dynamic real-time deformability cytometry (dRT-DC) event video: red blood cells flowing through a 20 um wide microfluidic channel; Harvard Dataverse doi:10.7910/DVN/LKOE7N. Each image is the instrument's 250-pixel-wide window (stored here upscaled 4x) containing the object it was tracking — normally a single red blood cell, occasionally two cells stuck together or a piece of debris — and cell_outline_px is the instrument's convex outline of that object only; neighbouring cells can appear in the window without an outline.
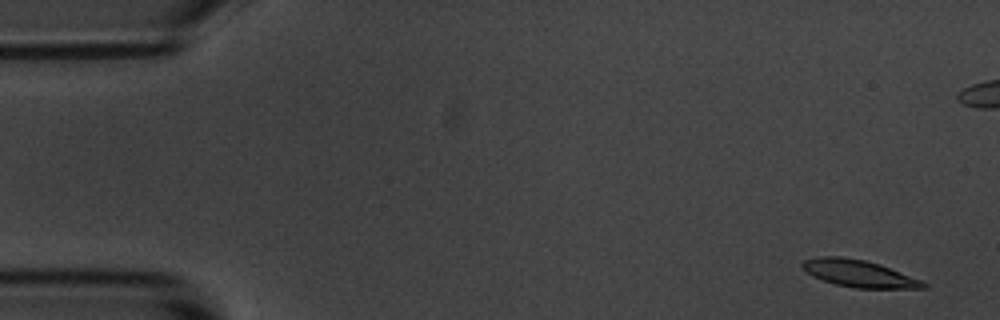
{"species": "common noctule bat (a hibernating species)", "species_latin": "Nyctalus noctula", "temperature_condition": "room temperature", "stored_images_in_passage": 16, "camera_frame_rate_fps": 3000, "um_per_image_px": 0.085, "animal": {"sex": "male", "body_mass_g": 20.1, "forearm_length_mm": 53.5}, "frame": {"image": 1, "passage_image": 1, "time_ms": 0.0, "image_size_px": [1000, 320], "cell_outline_px": [[928, 288], [856, 288], [836, 284], [812, 276], [800, 264], [804, 260], [820, 256], [840, 256], [864, 260], [880, 264], [920, 280], [928, 284]], "centroid_in_image_um": [73.0, 23.24], "position_along_channel_um": 12.0, "area_um2": 18.79}}
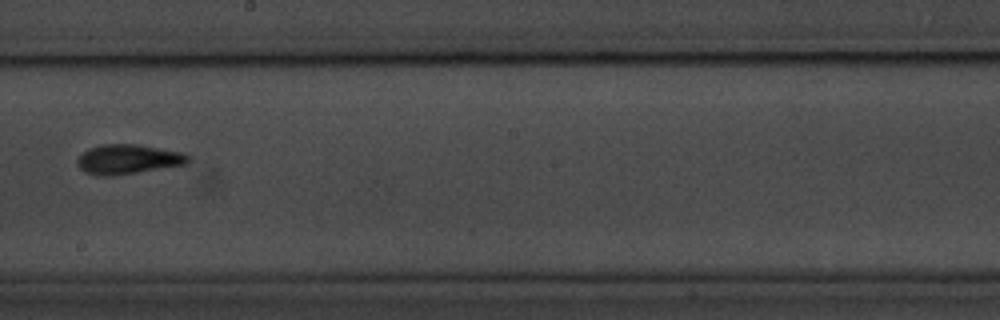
{"frame": {"image": 2, "passage_image": 10, "time_ms": 11.333, "image_size_px": [1000, 320], "cell_outline_px": [[192, 160], [188, 164], [112, 176], [96, 176], [84, 172], [76, 164], [76, 160], [88, 148], [100, 144], [136, 144], [184, 152], [192, 156]], "centroid_in_image_um": [10.91, 13.54], "position_along_channel_um": 237.3, "area_um2": 19.48}}
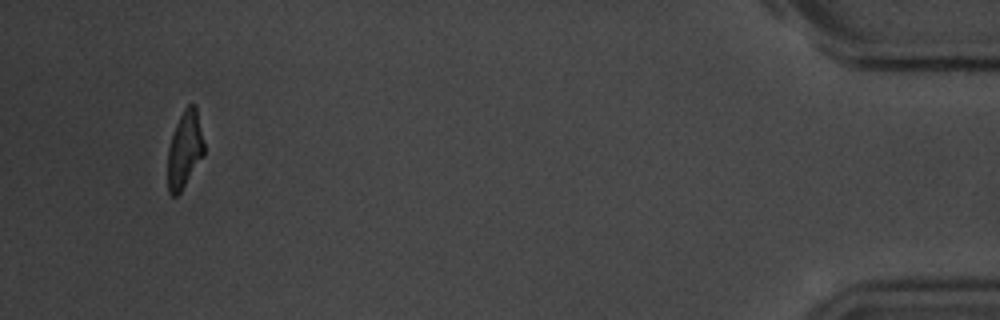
{"frame": {"image": 3, "passage_image": 16, "time_ms": 18.333, "image_size_px": [1000, 320], "cell_outline_px": [[204, 156], [180, 192], [176, 196], [172, 196], [168, 192], [168, 148], [172, 132], [184, 108], [188, 104], [196, 104], [204, 144]], "centroid_in_image_um": [15.7, 12.7], "position_along_channel_um": 419.5, "area_um2": 16.36}, "authors_computed_cell_mechanics": {"area_um2": 18.6694, "velocity_mm_per_s": 3.6825, "shape_relaxation_time_tau1_ms": null, "shape_relaxation_time_tau2_ms": 4.8745, "deformation_change_tau1": null, "deformation_change_tau2": 0.1285}}